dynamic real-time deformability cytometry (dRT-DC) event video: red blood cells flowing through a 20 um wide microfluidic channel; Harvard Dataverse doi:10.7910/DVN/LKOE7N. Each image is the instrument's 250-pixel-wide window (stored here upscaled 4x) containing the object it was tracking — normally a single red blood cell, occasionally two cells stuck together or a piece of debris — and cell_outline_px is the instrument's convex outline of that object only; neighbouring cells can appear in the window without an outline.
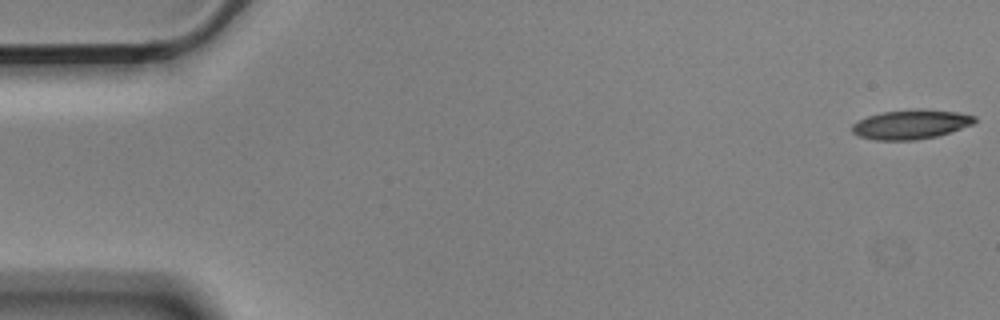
{"species": "Egyptian fruit bat (a non-hibernating species)", "species_latin": "Rousettus aegyptiacus", "temperature_condition": "cold", "stored_images_in_passage": 56, "camera_frame_rate_fps": 3000, "um_per_image_px": 0.085, "animal": {"sex": "male"}, "frame": {"image": 1, "passage_image": 1, "time_ms": 0.0, "image_size_px": [1000, 320], "cell_outline_px": [[976, 120], [972, 124], [936, 136], [916, 140], [876, 140], [860, 136], [852, 132], [852, 124], [868, 116], [884, 112], [920, 108], [924, 108], [960, 112], [976, 116]], "centroid_in_image_um": [77.44, 10.56], "position_along_channel_um": 7.6, "area_um2": 20.87}}
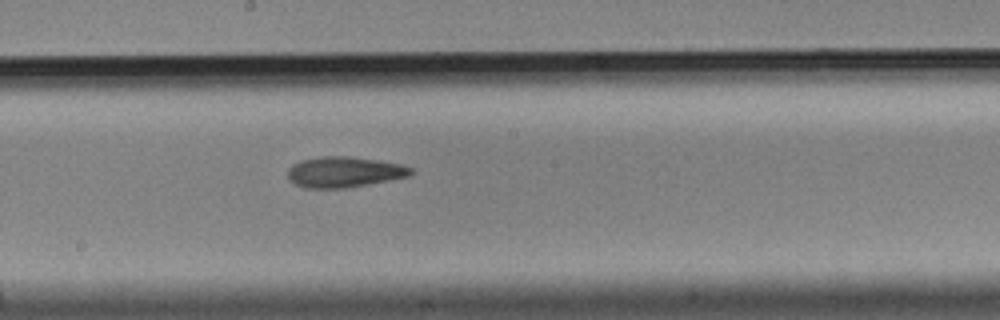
{"frame": {"image": 2, "passage_image": 30, "time_ms": 9.667, "image_size_px": [1000, 320], "cell_outline_px": [[416, 172], [408, 176], [368, 184], [344, 188], [304, 188], [288, 180], [288, 168], [292, 164], [300, 160], [320, 156], [344, 156], [380, 160], [400, 164], [412, 168]], "centroid_in_image_um": [29.23, 14.61], "position_along_channel_um": 219.0, "area_um2": 22.08}}
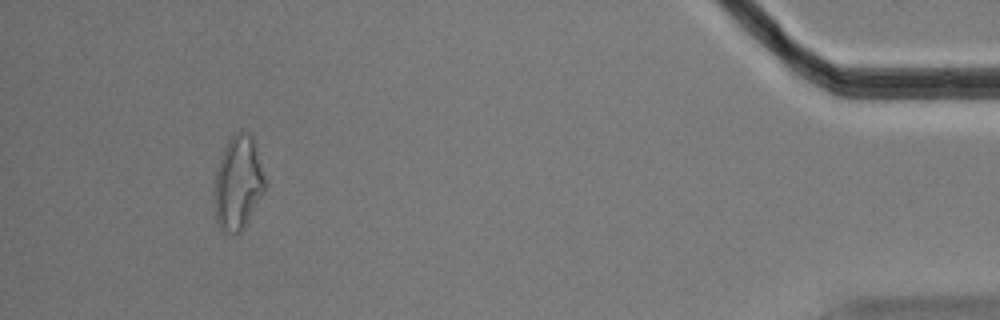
{"frame": {"image": 3, "passage_image": 52, "time_ms": 17.0, "image_size_px": [1000, 320], "cell_outline_px": [[264, 192], [240, 232], [232, 236], [224, 232], [220, 228], [216, 220], [216, 172], [220, 156], [228, 140], [240, 128], [248, 132], [252, 136], [264, 176]], "centroid_in_image_um": [20.23, 15.53], "position_along_channel_um": 415.0, "area_um2": 27.11}, "authors_computed_cell_mechanics": {"area_um2": 21.964, "velocity_mm_per_s": 3.5786, "shape_relaxation_time_tau1_ms": null, "shape_relaxation_time_tau2_ms": 3.1392, "deformation_change_tau1": null, "deformation_change_tau2": 0.1226}}